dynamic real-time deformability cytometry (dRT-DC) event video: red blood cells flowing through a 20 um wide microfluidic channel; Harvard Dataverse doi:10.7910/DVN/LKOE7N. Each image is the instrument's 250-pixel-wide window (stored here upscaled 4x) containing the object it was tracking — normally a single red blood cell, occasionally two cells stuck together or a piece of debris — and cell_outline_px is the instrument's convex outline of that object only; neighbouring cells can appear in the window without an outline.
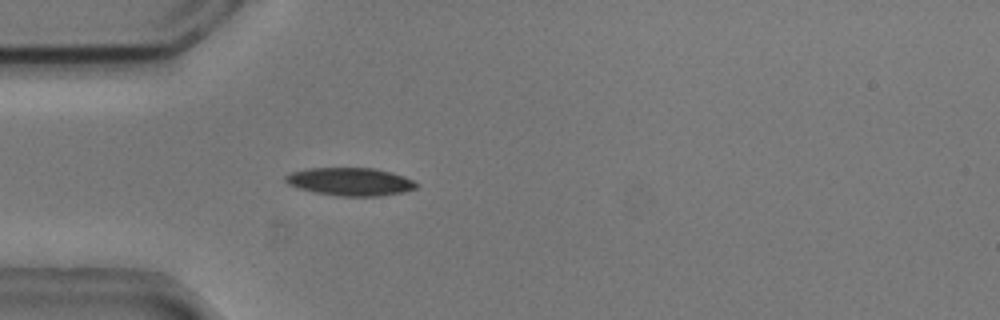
{"species": "common noctule bat (a hibernating species)", "species_latin": "Nyctalus noctula", "temperature_condition": "cold", "stored_images_in_passage": 53, "camera_frame_rate_fps": 3000, "um_per_image_px": 0.085, "animal": {"sex": "male", "body_mass_g": 20.5, "forearm_length_mm": 52.5}, "frame": {"image": 1, "passage_image": 15, "time_ms": 4.667, "image_size_px": [1000, 320], "cell_outline_px": [[416, 188], [400, 192], [380, 196], [340, 196], [316, 192], [300, 188], [288, 184], [284, 180], [284, 176], [292, 172], [308, 168], [372, 168], [392, 172], [404, 176], [412, 180], [416, 184]], "centroid_in_image_um": [29.75, 15.43], "position_along_channel_um": 55.3, "area_um2": 21.04}}
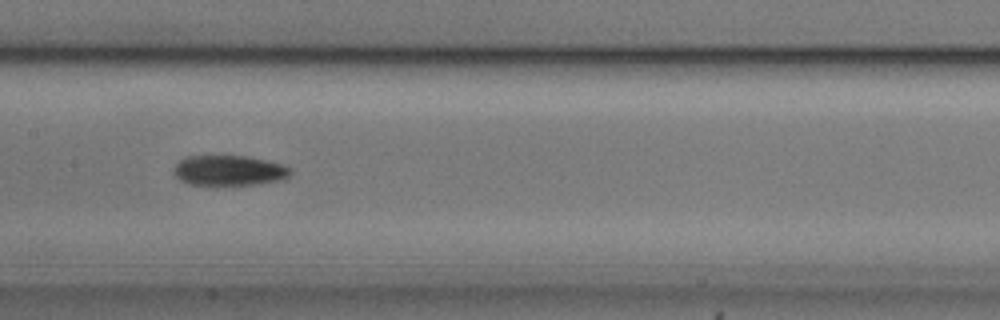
{"frame": {"image": 2, "passage_image": 26, "time_ms": 8.333, "image_size_px": [1000, 320], "cell_outline_px": [[292, 172], [284, 180], [260, 184], [192, 184], [180, 180], [172, 172], [176, 164], [184, 156], [244, 156], [264, 160], [280, 164], [292, 168]], "centroid_in_image_um": [19.48, 14.49], "position_along_channel_um": 187.9, "area_um2": 20.4}}
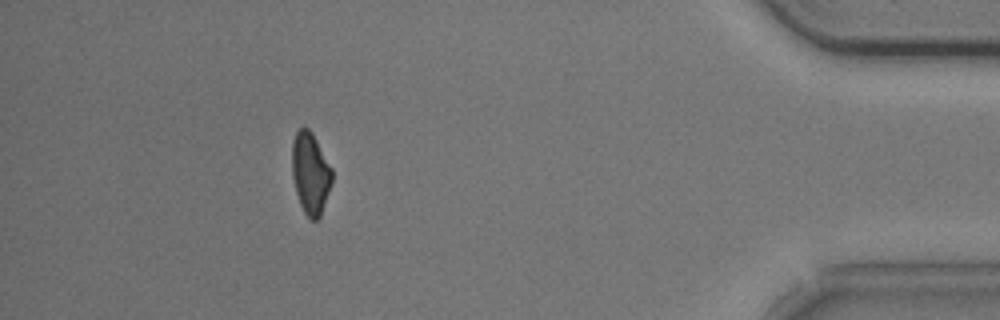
{"frame": {"image": 3, "passage_image": 48, "time_ms": 15.667, "image_size_px": [1000, 320], "cell_outline_px": [[332, 184], [320, 216], [316, 220], [312, 220], [304, 212], [300, 204], [296, 192], [292, 176], [292, 144], [296, 132], [300, 128], [308, 128], [312, 132], [332, 168]], "centroid_in_image_um": [26.39, 14.72], "position_along_channel_um": 408.8, "area_um2": 18.96}, "authors_computed_cell_mechanics": {"area_um2": 19.9988, "velocity_mm_per_s": 3.7551, "shape_relaxation_time_tau1_ms": 4.6378, "shape_relaxation_time_tau2_ms": null, "deformation_change_tau1": 0.1371, "deformation_change_tau2": null}}